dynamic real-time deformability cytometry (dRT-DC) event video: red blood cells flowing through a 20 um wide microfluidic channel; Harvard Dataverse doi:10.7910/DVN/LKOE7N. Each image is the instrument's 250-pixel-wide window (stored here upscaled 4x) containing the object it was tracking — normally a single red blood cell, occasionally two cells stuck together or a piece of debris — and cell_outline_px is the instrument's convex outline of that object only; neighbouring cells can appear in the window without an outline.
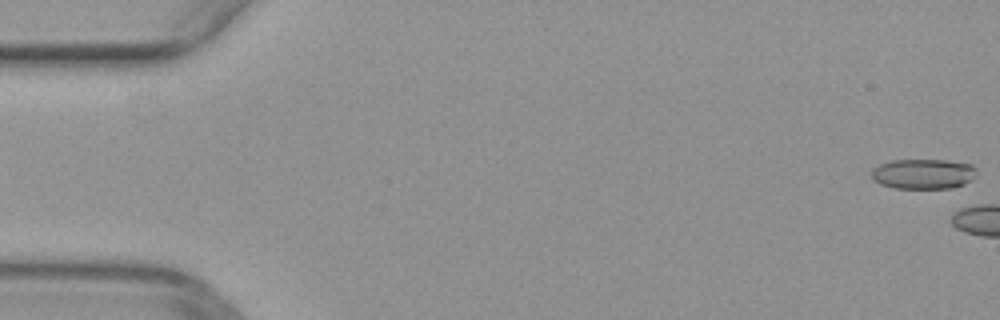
{"species": "common noctule bat (a hibernating species)", "species_latin": "Nyctalus noctula", "temperature_condition": "warm", "stored_images_in_passage": 5, "camera_frame_rate_fps": 3000, "um_per_image_px": 0.085, "animal": {"sex": "female", "body_mass_g": 29.2, "forearm_length_mm": 56.3}, "frame": {"image": 1, "passage_image": 1, "time_ms": 0.0, "image_size_px": [1000, 320], "cell_outline_px": [[976, 176], [972, 180], [964, 184], [952, 188], [892, 188], [880, 184], [872, 180], [872, 168], [880, 164], [892, 160], [948, 160], [972, 164], [976, 168]], "centroid_in_image_um": [78.49, 14.78], "position_along_channel_um": 6.5, "area_um2": 18.67}}